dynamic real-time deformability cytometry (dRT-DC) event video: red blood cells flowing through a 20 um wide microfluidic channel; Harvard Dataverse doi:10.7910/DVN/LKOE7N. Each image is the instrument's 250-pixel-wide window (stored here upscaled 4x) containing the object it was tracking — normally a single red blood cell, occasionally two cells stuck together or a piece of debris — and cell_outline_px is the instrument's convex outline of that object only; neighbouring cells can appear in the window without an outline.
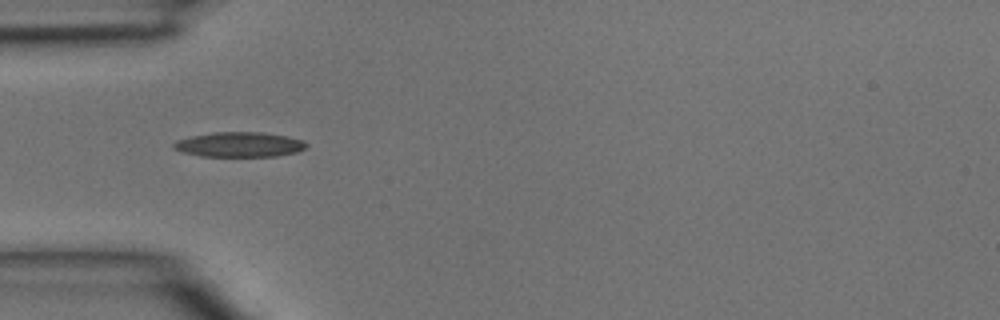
{"species": "common noctule bat (a hibernating species)", "species_latin": "Nyctalus noctula", "temperature_condition": "room temperature", "stored_images_in_passage": 2, "camera_frame_rate_fps": 3000, "um_per_image_px": 0.085, "animal": {"sex": "male", "body_mass_g": 15.6}, "frame": {"image": 1, "passage_image": 1, "time_ms": 0.0, "image_size_px": [1000, 320], "cell_outline_px": [[308, 144], [304, 148], [296, 152], [276, 156], [200, 156], [184, 152], [172, 148], [172, 144], [176, 140], [192, 136], [212, 132], [260, 132], [288, 136], [304, 140]], "centroid_in_image_um": [20.34, 12.28], "position_along_channel_um": 64.7, "area_um2": 19.25}}